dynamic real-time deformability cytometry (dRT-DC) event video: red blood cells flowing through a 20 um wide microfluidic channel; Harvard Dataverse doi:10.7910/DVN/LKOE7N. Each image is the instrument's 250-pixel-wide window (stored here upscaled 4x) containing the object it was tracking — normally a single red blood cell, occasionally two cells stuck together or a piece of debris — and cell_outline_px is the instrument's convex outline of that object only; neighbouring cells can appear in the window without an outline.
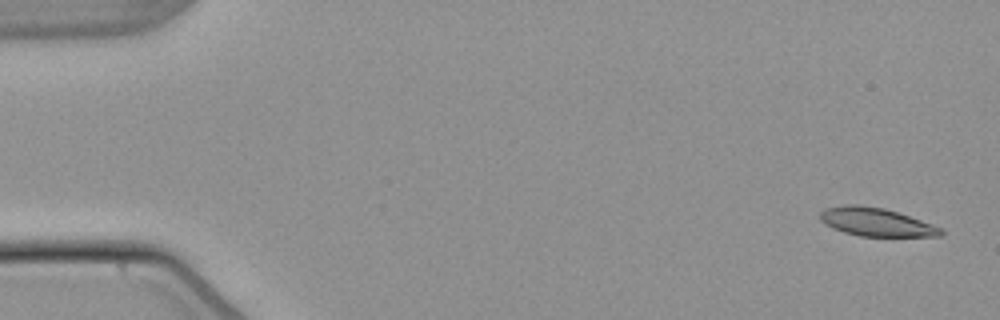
{"species": "common noctule bat (a hibernating species)", "species_latin": "Nyctalus noctula", "temperature_condition": "warm", "stored_images_in_passage": 53, "camera_frame_rate_fps": 3000, "um_per_image_px": 0.085, "animal": {"sex": "male", "body_mass_g": 21.5, "forearm_length_mm": 52.0}, "frame": {"image": 1, "passage_image": 1, "time_ms": 0.0, "image_size_px": [1000, 320], "cell_outline_px": [[944, 232], [940, 236], [860, 236], [844, 232], [832, 228], [824, 224], [820, 220], [820, 212], [824, 208], [844, 204], [856, 204], [884, 208], [944, 228]], "centroid_in_image_um": [74.43, 18.87], "position_along_channel_um": 10.6, "area_um2": 19.94}}
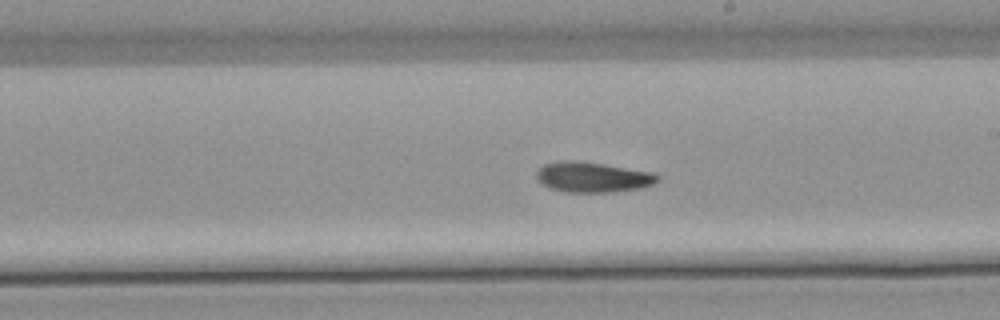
{"frame": {"image": 2, "passage_image": 30, "time_ms": 9.667, "image_size_px": [1000, 320], "cell_outline_px": [[660, 180], [644, 188], [612, 192], [564, 192], [548, 188], [536, 176], [536, 172], [544, 164], [564, 160], [572, 160], [604, 164], [652, 172], [660, 176]], "centroid_in_image_um": [50.41, 15.06], "position_along_channel_um": 238.6, "area_um2": 21.39}}
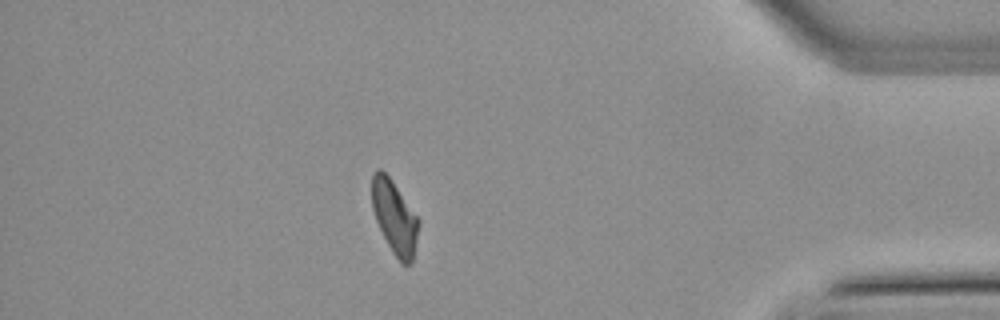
{"frame": {"image": 3, "passage_image": 46, "time_ms": 15.0, "image_size_px": [1000, 320], "cell_outline_px": [[420, 224], [412, 260], [408, 264], [400, 264], [392, 252], [376, 220], [372, 208], [372, 172], [376, 168], [380, 168], [392, 180], [420, 220]], "centroid_in_image_um": [33.53, 18.44], "position_along_channel_um": 401.7, "area_um2": 19.88}, "authors_computed_cell_mechanics": {"area_um2": 20.808, "velocity_mm_per_s": 3.8229, "shape_relaxation_time_tau1_ms": 11.0235, "shape_relaxation_time_tau2_ms": 10.4086, "deformation_change_tau1": 0.2462, "deformation_change_tau2": 0.1924}}